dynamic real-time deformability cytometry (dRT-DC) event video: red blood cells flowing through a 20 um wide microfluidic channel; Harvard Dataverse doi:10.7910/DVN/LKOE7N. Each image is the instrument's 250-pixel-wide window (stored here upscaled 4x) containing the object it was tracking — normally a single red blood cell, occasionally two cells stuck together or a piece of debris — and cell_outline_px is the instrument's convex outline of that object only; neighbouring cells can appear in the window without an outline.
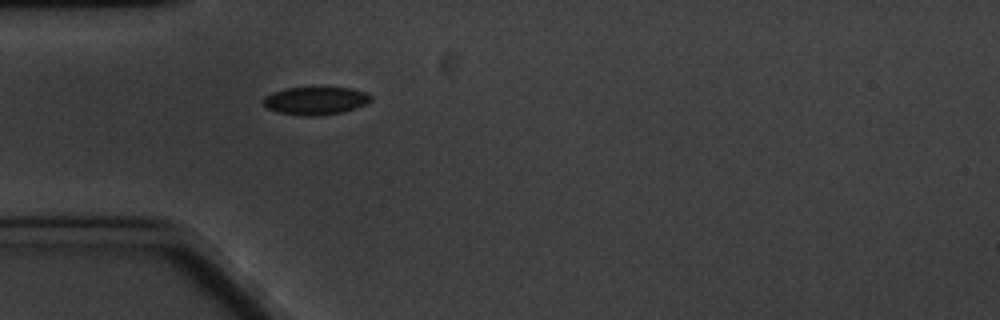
{"species": "common noctule bat (a hibernating species)", "species_latin": "Nyctalus noctula", "temperature_condition": "cold", "stored_images_in_passage": 1, "camera_frame_rate_fps": 3000, "um_per_image_px": 0.085, "animal": {"sex": "male", "body_mass_g": 20.1, "forearm_length_mm": 53.5}, "frame": {"image": 1, "passage_image": 1, "time_ms": 0.0, "image_size_px": [1000, 320], "cell_outline_px": [[372, 100], [356, 108], [344, 112], [316, 116], [300, 116], [280, 112], [268, 108], [264, 104], [264, 96], [272, 92], [284, 88], [348, 88], [364, 92], [372, 96]], "centroid_in_image_um": [26.82, 8.57], "position_along_channel_um": 58.2, "area_um2": 17.34}}